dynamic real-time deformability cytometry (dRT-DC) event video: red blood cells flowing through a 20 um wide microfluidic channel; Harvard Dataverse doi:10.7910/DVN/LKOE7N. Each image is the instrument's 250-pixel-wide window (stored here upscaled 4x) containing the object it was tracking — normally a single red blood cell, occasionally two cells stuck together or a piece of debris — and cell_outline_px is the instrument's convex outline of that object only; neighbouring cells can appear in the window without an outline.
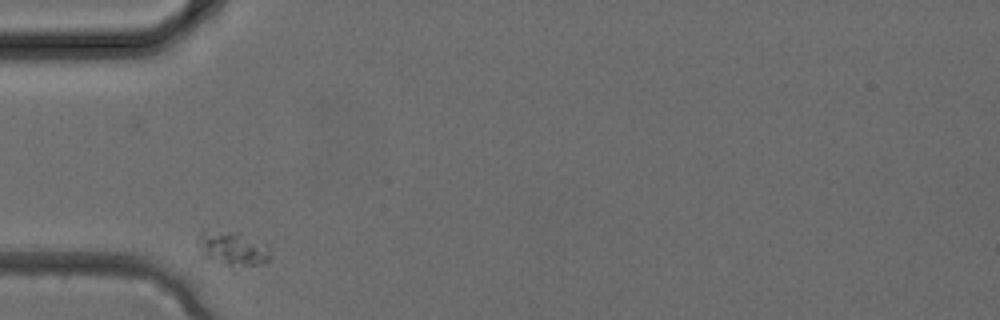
{"species": "common noctule bat (a hibernating species)", "species_latin": "Nyctalus noctula", "temperature_condition": "cold", "stored_images_in_passage": 1, "camera_frame_rate_fps": 3000, "um_per_image_px": 0.085, "animal": {"sex": "female", "body_mass_g": 24.6, "forearm_length_mm": 56.2}, "frame": {"image": 1, "passage_image": 1, "time_ms": 0.0, "image_size_px": [1000, 320], "cell_outline_px": [[272, 256], [264, 264], [228, 264], [208, 256], [196, 244], [196, 240], [200, 232], [240, 232], [272, 252]], "centroid_in_image_um": [19.79, 21.09], "position_along_channel_um": 65.2, "area_um2": 13.12}}